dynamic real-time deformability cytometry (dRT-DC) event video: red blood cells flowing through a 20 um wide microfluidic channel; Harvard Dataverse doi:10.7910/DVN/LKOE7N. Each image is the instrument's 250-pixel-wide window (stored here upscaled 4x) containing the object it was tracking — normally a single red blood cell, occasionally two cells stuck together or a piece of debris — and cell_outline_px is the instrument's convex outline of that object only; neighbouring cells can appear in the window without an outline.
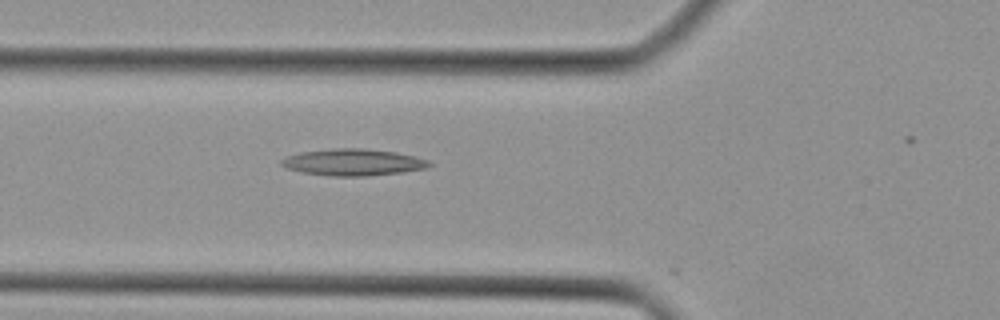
{"species": "Egyptian fruit bat (a non-hibernating species)", "species_latin": "Rousettus aegyptiacus", "temperature_condition": "cold", "stored_images_in_passage": 20, "camera_frame_rate_fps": 3000, "um_per_image_px": 0.085, "animal": {"sex": "female"}, "frame": {"image": 1, "passage_image": 14, "time_ms": 4.333, "image_size_px": [1000, 320], "cell_outline_px": [[432, 164], [428, 168], [404, 172], [360, 176], [332, 176], [304, 172], [288, 168], [280, 164], [280, 160], [288, 156], [300, 152], [332, 148], [364, 148], [396, 152], [416, 156], [428, 160]], "centroid_in_image_um": [30.06, 13.78], "position_along_channel_um": 95.7, "area_um2": 22.95}}
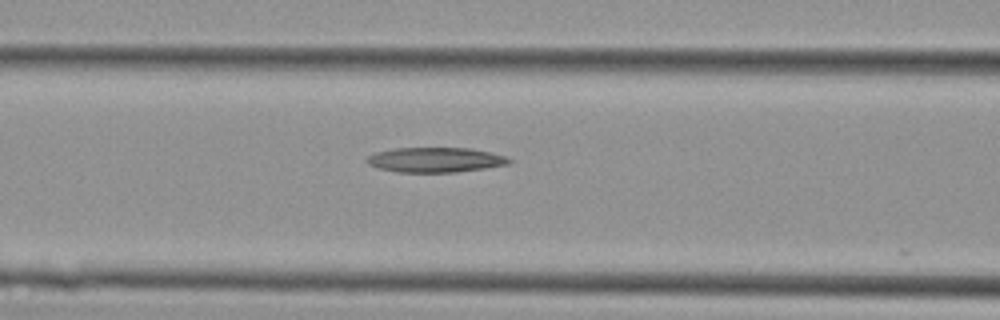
{"frame": {"image": 2, "passage_image": 16, "time_ms": 5.0, "image_size_px": [1000, 320], "cell_outline_px": [[512, 160], [508, 164], [484, 168], [456, 172], [396, 172], [376, 168], [368, 164], [364, 160], [368, 156], [376, 152], [396, 148], [468, 148], [492, 152], [504, 156]], "centroid_in_image_um": [36.96, 13.59], "position_along_channel_um": 129.6, "area_um2": 20.63}}
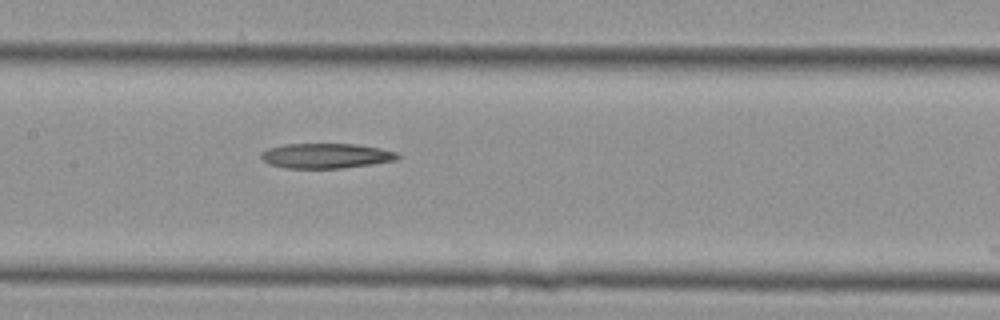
{"frame": {"image": 3, "passage_image": 19, "time_ms": 6.0, "image_size_px": [1000, 320], "cell_outline_px": [[400, 156], [396, 160], [372, 164], [340, 168], [284, 168], [268, 164], [260, 156], [260, 152], [268, 148], [284, 144], [356, 144], [380, 148], [396, 152]], "centroid_in_image_um": [27.68, 13.24], "position_along_channel_um": 179.7, "area_um2": 19.88}}